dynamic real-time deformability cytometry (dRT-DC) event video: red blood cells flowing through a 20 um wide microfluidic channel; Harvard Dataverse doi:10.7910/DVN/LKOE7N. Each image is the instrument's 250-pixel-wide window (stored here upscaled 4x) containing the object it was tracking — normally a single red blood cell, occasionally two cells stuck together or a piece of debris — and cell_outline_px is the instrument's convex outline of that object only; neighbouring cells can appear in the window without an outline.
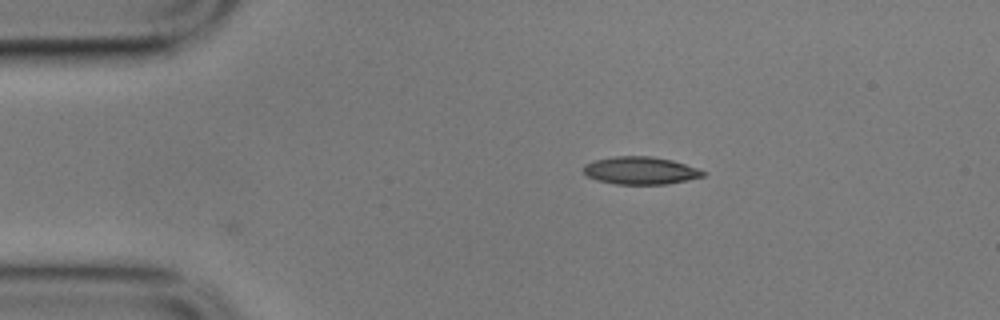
{"species": "common noctule bat (a hibernating species)", "species_latin": "Nyctalus noctula", "temperature_condition": "cold", "stored_images_in_passage": 3, "camera_frame_rate_fps": 3000, "um_per_image_px": 0.085, "animal": {"sex": "male", "body_mass_g": 17.9}, "frame": {"image": 1, "passage_image": 3, "time_ms": 0.667, "image_size_px": [1000, 320], "cell_outline_px": [[708, 172], [704, 176], [688, 180], [668, 184], [616, 184], [596, 180], [588, 176], [584, 172], [584, 164], [596, 160], [616, 156], [652, 156], [672, 160]], "centroid_in_image_um": [54.46, 14.5], "position_along_channel_um": 30.5, "area_um2": 19.19}}